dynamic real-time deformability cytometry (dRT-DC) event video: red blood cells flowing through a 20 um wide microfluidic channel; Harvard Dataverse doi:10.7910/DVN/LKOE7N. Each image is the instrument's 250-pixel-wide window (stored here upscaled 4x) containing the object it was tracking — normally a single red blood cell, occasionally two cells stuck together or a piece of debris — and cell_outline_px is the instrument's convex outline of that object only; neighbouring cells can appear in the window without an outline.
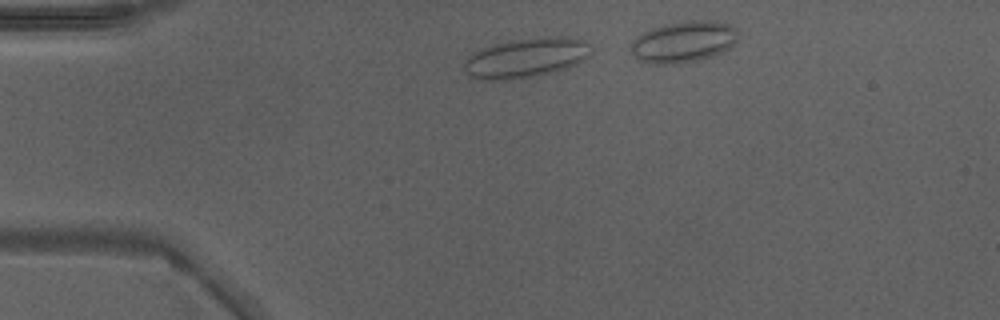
{"species": "Egyptian fruit bat (a non-hibernating species)", "species_latin": "Rousettus aegyptiacus", "temperature_condition": "warm", "stored_images_in_passage": 13, "camera_frame_rate_fps": 3000, "um_per_image_px": 0.085, "animal": {"sex": "male"}, "frame": {"image": 1, "passage_image": 3, "time_ms": 0.667, "image_size_px": [1000, 320], "cell_outline_px": [[588, 56], [584, 60], [568, 68], [540, 76], [500, 80], [484, 80], [472, 76], [464, 72], [464, 64], [480, 48], [492, 44], [508, 40], [540, 36], [568, 36], [588, 40]], "centroid_in_image_um": [44.76, 4.89], "position_along_channel_um": 40.2, "area_um2": 29.59}}